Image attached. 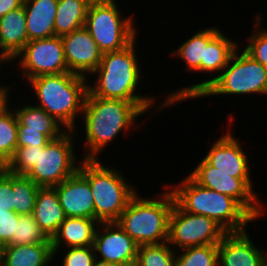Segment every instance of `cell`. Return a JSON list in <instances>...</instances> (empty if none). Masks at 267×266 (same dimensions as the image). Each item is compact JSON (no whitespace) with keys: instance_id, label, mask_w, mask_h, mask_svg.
<instances>
[{"instance_id":"8d00e7d4","label":"cell","mask_w":267,"mask_h":266,"mask_svg":"<svg viewBox=\"0 0 267 266\" xmlns=\"http://www.w3.org/2000/svg\"><path fill=\"white\" fill-rule=\"evenodd\" d=\"M0 210L13 211V174L0 180Z\"/></svg>"},{"instance_id":"44dd1931","label":"cell","mask_w":267,"mask_h":266,"mask_svg":"<svg viewBox=\"0 0 267 266\" xmlns=\"http://www.w3.org/2000/svg\"><path fill=\"white\" fill-rule=\"evenodd\" d=\"M59 0H24L29 41L55 36V18Z\"/></svg>"},{"instance_id":"7a4b0ae2","label":"cell","mask_w":267,"mask_h":266,"mask_svg":"<svg viewBox=\"0 0 267 266\" xmlns=\"http://www.w3.org/2000/svg\"><path fill=\"white\" fill-rule=\"evenodd\" d=\"M137 39L123 50L103 53L99 66L89 76L96 79L88 81V91L93 96L130 102L157 101V97L137 92L144 77L141 62L137 60L140 58L136 52Z\"/></svg>"},{"instance_id":"ffe728a7","label":"cell","mask_w":267,"mask_h":266,"mask_svg":"<svg viewBox=\"0 0 267 266\" xmlns=\"http://www.w3.org/2000/svg\"><path fill=\"white\" fill-rule=\"evenodd\" d=\"M28 41L26 13L22 5L0 18V51L12 62Z\"/></svg>"},{"instance_id":"484cf974","label":"cell","mask_w":267,"mask_h":266,"mask_svg":"<svg viewBox=\"0 0 267 266\" xmlns=\"http://www.w3.org/2000/svg\"><path fill=\"white\" fill-rule=\"evenodd\" d=\"M90 0H59L55 18V36H63L85 27Z\"/></svg>"},{"instance_id":"2e32d148","label":"cell","mask_w":267,"mask_h":266,"mask_svg":"<svg viewBox=\"0 0 267 266\" xmlns=\"http://www.w3.org/2000/svg\"><path fill=\"white\" fill-rule=\"evenodd\" d=\"M61 39L68 71L91 79L89 76L99 66L103 53L89 31L82 27Z\"/></svg>"},{"instance_id":"f6af8a7d","label":"cell","mask_w":267,"mask_h":266,"mask_svg":"<svg viewBox=\"0 0 267 266\" xmlns=\"http://www.w3.org/2000/svg\"><path fill=\"white\" fill-rule=\"evenodd\" d=\"M0 266H1V250H0Z\"/></svg>"},{"instance_id":"7402d4cb","label":"cell","mask_w":267,"mask_h":266,"mask_svg":"<svg viewBox=\"0 0 267 266\" xmlns=\"http://www.w3.org/2000/svg\"><path fill=\"white\" fill-rule=\"evenodd\" d=\"M32 215L43 232L51 239L66 218L54 187L39 188Z\"/></svg>"},{"instance_id":"4fadbf2b","label":"cell","mask_w":267,"mask_h":266,"mask_svg":"<svg viewBox=\"0 0 267 266\" xmlns=\"http://www.w3.org/2000/svg\"><path fill=\"white\" fill-rule=\"evenodd\" d=\"M239 43L238 40L232 39L220 30L205 47V75L211 74L210 77L208 79L206 78V80L203 78L202 82L199 81V83L197 82L190 86L187 85V87L182 86L181 88H177V90H171L165 97L169 104L175 106L177 103L181 104L185 102V100H195L228 65L231 56L239 47Z\"/></svg>"},{"instance_id":"6da1fadb","label":"cell","mask_w":267,"mask_h":266,"mask_svg":"<svg viewBox=\"0 0 267 266\" xmlns=\"http://www.w3.org/2000/svg\"><path fill=\"white\" fill-rule=\"evenodd\" d=\"M152 106L155 107L154 112H162L171 105L166 99L160 102L157 107L156 102H130L120 99H105L93 96L88 91L82 112L83 117H81L82 126H84V135L82 137L85 136L86 140V144H84L86 148H83L84 156L82 154V159L100 160L98 155L104 152L105 147L108 145L110 147V143L113 144L112 141L114 140L115 142V139L120 134L131 132L130 129H139L141 124L136 125L137 119L145 113L148 114L153 108Z\"/></svg>"},{"instance_id":"8fae6325","label":"cell","mask_w":267,"mask_h":266,"mask_svg":"<svg viewBox=\"0 0 267 266\" xmlns=\"http://www.w3.org/2000/svg\"><path fill=\"white\" fill-rule=\"evenodd\" d=\"M226 233L213 219L183 211L174 203L169 218L168 243L175 251L218 244Z\"/></svg>"},{"instance_id":"ac0fdd59","label":"cell","mask_w":267,"mask_h":266,"mask_svg":"<svg viewBox=\"0 0 267 266\" xmlns=\"http://www.w3.org/2000/svg\"><path fill=\"white\" fill-rule=\"evenodd\" d=\"M54 188L66 217L94 219V198L89 181L79 170Z\"/></svg>"},{"instance_id":"74e56055","label":"cell","mask_w":267,"mask_h":266,"mask_svg":"<svg viewBox=\"0 0 267 266\" xmlns=\"http://www.w3.org/2000/svg\"><path fill=\"white\" fill-rule=\"evenodd\" d=\"M10 87L12 88V84H11V86H10V84L5 85L4 83H3V85H0V115L4 111H6L10 106L13 105L15 107V105L13 103H11L12 101L10 100V98H11L10 95H8V94H10V92H12L11 91L12 89Z\"/></svg>"},{"instance_id":"277c9868","label":"cell","mask_w":267,"mask_h":266,"mask_svg":"<svg viewBox=\"0 0 267 266\" xmlns=\"http://www.w3.org/2000/svg\"><path fill=\"white\" fill-rule=\"evenodd\" d=\"M178 183L166 184L175 203L183 211L213 219L227 233L245 231L256 221L235 199L200 186L188 174Z\"/></svg>"},{"instance_id":"83f0119b","label":"cell","mask_w":267,"mask_h":266,"mask_svg":"<svg viewBox=\"0 0 267 266\" xmlns=\"http://www.w3.org/2000/svg\"><path fill=\"white\" fill-rule=\"evenodd\" d=\"M134 266H176V251L168 241L138 246Z\"/></svg>"},{"instance_id":"7c38bea8","label":"cell","mask_w":267,"mask_h":266,"mask_svg":"<svg viewBox=\"0 0 267 266\" xmlns=\"http://www.w3.org/2000/svg\"><path fill=\"white\" fill-rule=\"evenodd\" d=\"M26 82L40 75L61 74L68 71L61 36L28 41L12 60ZM18 62V63H17Z\"/></svg>"},{"instance_id":"d4e9b609","label":"cell","mask_w":267,"mask_h":266,"mask_svg":"<svg viewBox=\"0 0 267 266\" xmlns=\"http://www.w3.org/2000/svg\"><path fill=\"white\" fill-rule=\"evenodd\" d=\"M18 119V126H26L28 129L38 130L45 134L50 140L58 138L66 129L44 109L33 103L22 104L14 108Z\"/></svg>"},{"instance_id":"f546056e","label":"cell","mask_w":267,"mask_h":266,"mask_svg":"<svg viewBox=\"0 0 267 266\" xmlns=\"http://www.w3.org/2000/svg\"><path fill=\"white\" fill-rule=\"evenodd\" d=\"M10 106L0 115V156L9 161L17 148L18 119Z\"/></svg>"},{"instance_id":"5bb4252c","label":"cell","mask_w":267,"mask_h":266,"mask_svg":"<svg viewBox=\"0 0 267 266\" xmlns=\"http://www.w3.org/2000/svg\"><path fill=\"white\" fill-rule=\"evenodd\" d=\"M95 257L119 266H134L137 243L116 223H99L93 242Z\"/></svg>"},{"instance_id":"ee69618b","label":"cell","mask_w":267,"mask_h":266,"mask_svg":"<svg viewBox=\"0 0 267 266\" xmlns=\"http://www.w3.org/2000/svg\"><path fill=\"white\" fill-rule=\"evenodd\" d=\"M91 2H98V1H110V0H90Z\"/></svg>"},{"instance_id":"4dcf8cb0","label":"cell","mask_w":267,"mask_h":266,"mask_svg":"<svg viewBox=\"0 0 267 266\" xmlns=\"http://www.w3.org/2000/svg\"><path fill=\"white\" fill-rule=\"evenodd\" d=\"M51 243V239L43 232L33 215H19V221L9 245Z\"/></svg>"},{"instance_id":"4316f807","label":"cell","mask_w":267,"mask_h":266,"mask_svg":"<svg viewBox=\"0 0 267 266\" xmlns=\"http://www.w3.org/2000/svg\"><path fill=\"white\" fill-rule=\"evenodd\" d=\"M39 188L25 175L13 174V211L18 215H31Z\"/></svg>"},{"instance_id":"e575fe53","label":"cell","mask_w":267,"mask_h":266,"mask_svg":"<svg viewBox=\"0 0 267 266\" xmlns=\"http://www.w3.org/2000/svg\"><path fill=\"white\" fill-rule=\"evenodd\" d=\"M50 139L38 130L28 129L26 126H18L17 148L18 147H44Z\"/></svg>"},{"instance_id":"ba28073f","label":"cell","mask_w":267,"mask_h":266,"mask_svg":"<svg viewBox=\"0 0 267 266\" xmlns=\"http://www.w3.org/2000/svg\"><path fill=\"white\" fill-rule=\"evenodd\" d=\"M117 1L91 2L87 11L85 28L102 53L123 50L140 34L134 15L125 18Z\"/></svg>"},{"instance_id":"b9f144b4","label":"cell","mask_w":267,"mask_h":266,"mask_svg":"<svg viewBox=\"0 0 267 266\" xmlns=\"http://www.w3.org/2000/svg\"><path fill=\"white\" fill-rule=\"evenodd\" d=\"M93 266H119V265L114 264V263H110V262H104V261L96 259Z\"/></svg>"},{"instance_id":"5b68a950","label":"cell","mask_w":267,"mask_h":266,"mask_svg":"<svg viewBox=\"0 0 267 266\" xmlns=\"http://www.w3.org/2000/svg\"><path fill=\"white\" fill-rule=\"evenodd\" d=\"M163 187L165 192L155 197H141L137 192L116 221L138 246L168 241L169 218L175 200L169 186Z\"/></svg>"},{"instance_id":"d6986e66","label":"cell","mask_w":267,"mask_h":266,"mask_svg":"<svg viewBox=\"0 0 267 266\" xmlns=\"http://www.w3.org/2000/svg\"><path fill=\"white\" fill-rule=\"evenodd\" d=\"M98 225L95 219L66 217L51 238L52 249L93 246Z\"/></svg>"},{"instance_id":"d590c367","label":"cell","mask_w":267,"mask_h":266,"mask_svg":"<svg viewBox=\"0 0 267 266\" xmlns=\"http://www.w3.org/2000/svg\"><path fill=\"white\" fill-rule=\"evenodd\" d=\"M18 221L19 215L14 211L0 210V248L11 241Z\"/></svg>"},{"instance_id":"9a60e30c","label":"cell","mask_w":267,"mask_h":266,"mask_svg":"<svg viewBox=\"0 0 267 266\" xmlns=\"http://www.w3.org/2000/svg\"><path fill=\"white\" fill-rule=\"evenodd\" d=\"M229 129L228 126L227 133L215 140L203 159L217 171L235 173L236 178H252L247 151Z\"/></svg>"},{"instance_id":"30bf717a","label":"cell","mask_w":267,"mask_h":266,"mask_svg":"<svg viewBox=\"0 0 267 266\" xmlns=\"http://www.w3.org/2000/svg\"><path fill=\"white\" fill-rule=\"evenodd\" d=\"M188 174L200 186L235 199L256 221L264 216L266 205L254 192L253 178H236L235 173H224L209 165L203 158Z\"/></svg>"},{"instance_id":"52a82bcc","label":"cell","mask_w":267,"mask_h":266,"mask_svg":"<svg viewBox=\"0 0 267 266\" xmlns=\"http://www.w3.org/2000/svg\"><path fill=\"white\" fill-rule=\"evenodd\" d=\"M241 48L239 46L235 50L228 65L196 99L211 96L221 98L227 95L229 97L251 94L267 96V72L264 66Z\"/></svg>"},{"instance_id":"60d3db41","label":"cell","mask_w":267,"mask_h":266,"mask_svg":"<svg viewBox=\"0 0 267 266\" xmlns=\"http://www.w3.org/2000/svg\"><path fill=\"white\" fill-rule=\"evenodd\" d=\"M8 63L11 64L9 59L0 51V73L2 72L1 71L2 70L1 68H3L2 65L5 64L6 66Z\"/></svg>"},{"instance_id":"603a6c76","label":"cell","mask_w":267,"mask_h":266,"mask_svg":"<svg viewBox=\"0 0 267 266\" xmlns=\"http://www.w3.org/2000/svg\"><path fill=\"white\" fill-rule=\"evenodd\" d=\"M1 250V266H50L53 263L51 243L5 245Z\"/></svg>"},{"instance_id":"cb8c5ba5","label":"cell","mask_w":267,"mask_h":266,"mask_svg":"<svg viewBox=\"0 0 267 266\" xmlns=\"http://www.w3.org/2000/svg\"><path fill=\"white\" fill-rule=\"evenodd\" d=\"M221 28L202 27L195 32L190 38H187L177 49L171 54L173 58H179L186 64V68L190 72L205 73V47L208 42L220 31Z\"/></svg>"},{"instance_id":"8992f818","label":"cell","mask_w":267,"mask_h":266,"mask_svg":"<svg viewBox=\"0 0 267 266\" xmlns=\"http://www.w3.org/2000/svg\"><path fill=\"white\" fill-rule=\"evenodd\" d=\"M100 160H83L79 171L88 179L94 198V219L99 223L116 222L126 209L136 188L119 169Z\"/></svg>"},{"instance_id":"836d02e7","label":"cell","mask_w":267,"mask_h":266,"mask_svg":"<svg viewBox=\"0 0 267 266\" xmlns=\"http://www.w3.org/2000/svg\"><path fill=\"white\" fill-rule=\"evenodd\" d=\"M38 147H18L8 161L9 172L15 175H26L36 164Z\"/></svg>"},{"instance_id":"1f68e13d","label":"cell","mask_w":267,"mask_h":266,"mask_svg":"<svg viewBox=\"0 0 267 266\" xmlns=\"http://www.w3.org/2000/svg\"><path fill=\"white\" fill-rule=\"evenodd\" d=\"M260 14L254 15L253 31L248 36V44H245L246 46L243 50L253 59L264 65V60H267V28L266 26L260 27L261 21H263V16L261 17Z\"/></svg>"},{"instance_id":"d6a6232c","label":"cell","mask_w":267,"mask_h":266,"mask_svg":"<svg viewBox=\"0 0 267 266\" xmlns=\"http://www.w3.org/2000/svg\"><path fill=\"white\" fill-rule=\"evenodd\" d=\"M52 250L53 259L63 251L61 266H93L96 260L93 246L66 248V252L64 249Z\"/></svg>"},{"instance_id":"f1b7e54d","label":"cell","mask_w":267,"mask_h":266,"mask_svg":"<svg viewBox=\"0 0 267 266\" xmlns=\"http://www.w3.org/2000/svg\"><path fill=\"white\" fill-rule=\"evenodd\" d=\"M176 266H218V244L187 247L176 251Z\"/></svg>"},{"instance_id":"e0dca14e","label":"cell","mask_w":267,"mask_h":266,"mask_svg":"<svg viewBox=\"0 0 267 266\" xmlns=\"http://www.w3.org/2000/svg\"><path fill=\"white\" fill-rule=\"evenodd\" d=\"M252 240L248 230L226 233L218 243V266H264L267 251Z\"/></svg>"},{"instance_id":"3957f363","label":"cell","mask_w":267,"mask_h":266,"mask_svg":"<svg viewBox=\"0 0 267 266\" xmlns=\"http://www.w3.org/2000/svg\"><path fill=\"white\" fill-rule=\"evenodd\" d=\"M88 80L87 77L66 72L40 75L29 79L27 84L36 96V106L44 109L66 130L77 132L76 120L82 116Z\"/></svg>"},{"instance_id":"f35d334b","label":"cell","mask_w":267,"mask_h":266,"mask_svg":"<svg viewBox=\"0 0 267 266\" xmlns=\"http://www.w3.org/2000/svg\"><path fill=\"white\" fill-rule=\"evenodd\" d=\"M24 5V0H0V18Z\"/></svg>"},{"instance_id":"9c48e42d","label":"cell","mask_w":267,"mask_h":266,"mask_svg":"<svg viewBox=\"0 0 267 266\" xmlns=\"http://www.w3.org/2000/svg\"><path fill=\"white\" fill-rule=\"evenodd\" d=\"M73 136H77L75 131L66 130L46 146L38 147L36 164L25 176L40 187H54L76 173L83 159L76 156Z\"/></svg>"},{"instance_id":"ab89813d","label":"cell","mask_w":267,"mask_h":266,"mask_svg":"<svg viewBox=\"0 0 267 266\" xmlns=\"http://www.w3.org/2000/svg\"><path fill=\"white\" fill-rule=\"evenodd\" d=\"M9 173L8 161L0 156V180H2Z\"/></svg>"},{"instance_id":"7bdbcfd3","label":"cell","mask_w":267,"mask_h":266,"mask_svg":"<svg viewBox=\"0 0 267 266\" xmlns=\"http://www.w3.org/2000/svg\"><path fill=\"white\" fill-rule=\"evenodd\" d=\"M264 69H265V71L267 72V60H264Z\"/></svg>"}]
</instances>
